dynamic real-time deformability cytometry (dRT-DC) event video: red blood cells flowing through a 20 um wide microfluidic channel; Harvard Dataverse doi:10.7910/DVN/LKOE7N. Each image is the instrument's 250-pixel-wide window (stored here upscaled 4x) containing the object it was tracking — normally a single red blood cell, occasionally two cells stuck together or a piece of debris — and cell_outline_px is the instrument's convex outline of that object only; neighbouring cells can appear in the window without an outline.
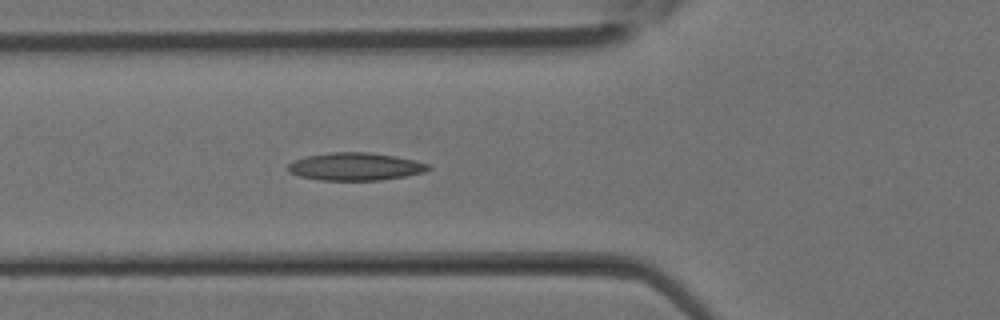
{"species": "Egyptian fruit bat (a non-hibernating species)", "species_latin": "Rousettus aegyptiacus", "temperature_condition": "room temperature", "stored_images_in_passage": 34, "camera_frame_rate_fps": 3000, "um_per_image_px": 0.085, "animal": {"sex": "female"}, "frame": {"image": 1, "passage_image": 12, "time_ms": 3.667, "image_size_px": [1000, 320], "cell_outline_px": [[432, 168], [424, 172], [404, 176], [380, 180], [320, 180], [300, 176], [288, 172], [288, 164], [292, 160], [308, 156], [332, 152], [368, 152], [416, 160], [428, 164]], "centroid_in_image_um": [30.19, 14.16], "position_along_channel_um": 95.6, "area_um2": 22.54}}
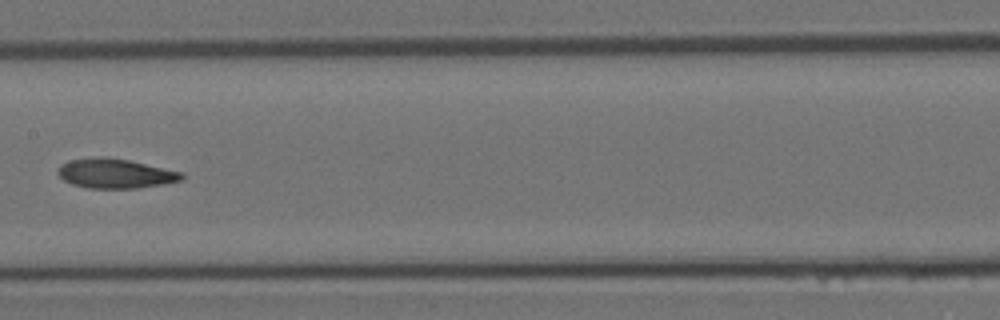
{"frame": {"image": 2, "passage_image": 17, "time_ms": 5.333, "image_size_px": [1000, 320], "cell_outline_px": [[184, 176], [180, 180], [164, 184], [136, 188], [88, 188], [72, 184], [64, 180], [56, 172], [60, 164], [68, 160], [92, 156], [104, 156], [128, 160], [184, 172]], "centroid_in_image_um": [9.76, 14.73], "position_along_channel_um": 197.6, "area_um2": 21.5}}
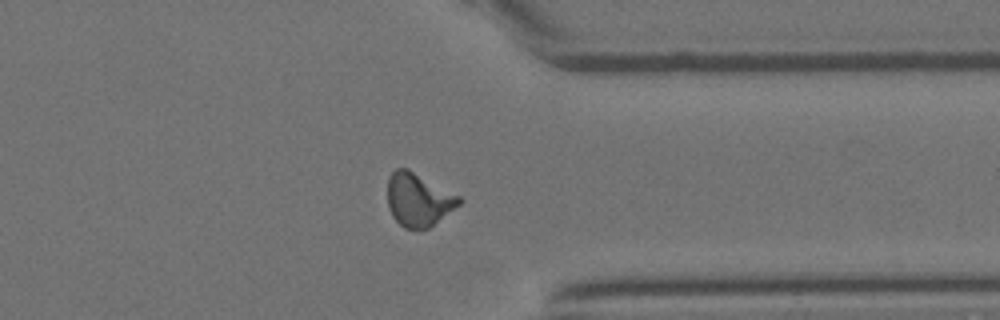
{"frame": {"image": 3, "passage_image": 26, "time_ms": 8.333, "image_size_px": [1000, 320], "cell_outline_px": [[464, 200], [460, 204], [428, 228], [404, 228], [392, 216], [388, 208], [388, 176], [396, 168], [408, 168], [460, 196]], "centroid_in_image_um": [35.55, 16.95], "position_along_channel_um": 375.8, "area_um2": 22.08}}